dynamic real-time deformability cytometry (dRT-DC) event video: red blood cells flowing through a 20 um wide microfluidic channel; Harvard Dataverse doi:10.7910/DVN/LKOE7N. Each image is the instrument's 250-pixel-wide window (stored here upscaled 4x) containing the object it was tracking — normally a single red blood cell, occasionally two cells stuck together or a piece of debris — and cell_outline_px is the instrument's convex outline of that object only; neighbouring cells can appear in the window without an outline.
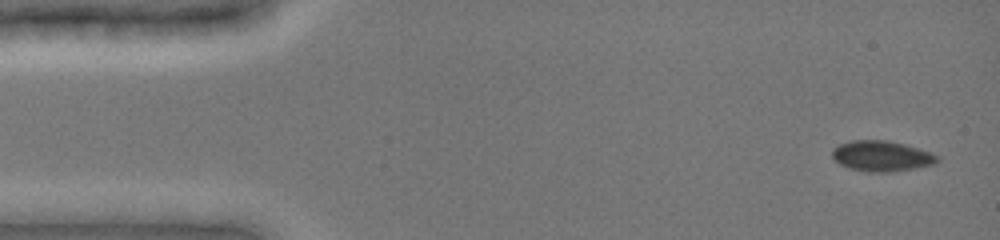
{"species": "common noctule bat (a hibernating species)", "species_latin": "Nyctalus noctula", "temperature_condition": "cold", "stored_images_in_passage": 22, "camera_frame_rate_fps": 3000, "um_per_image_px": 0.085, "animal": {"sex": "female", "body_mass_g": 19.0, "forearm_length_mm": 51.5}, "frame": {"image": 1, "passage_image": 1, "time_ms": 0.0, "image_size_px": [1000, 240], "cell_outline_px": [[940, 160], [936, 164], [916, 168], [888, 172], [868, 172], [848, 168], [840, 164], [832, 156], [832, 148], [840, 144], [852, 140], [888, 140], [904, 144], [940, 156]], "centroid_in_image_um": [74.94, 13.27], "position_along_channel_um": 10.1, "area_um2": 18.73}}
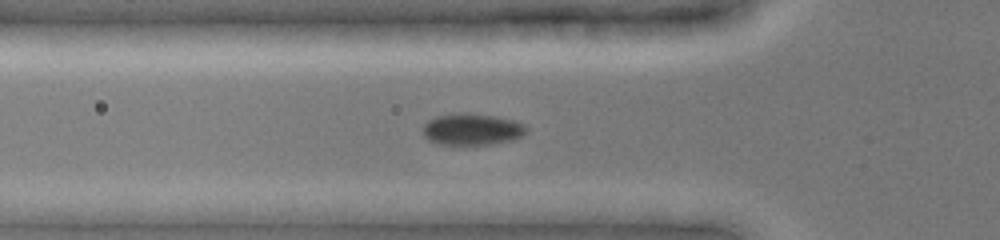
{"frame": {"image": 2, "passage_image": 12, "time_ms": 4.667, "image_size_px": [1000, 240], "cell_outline_px": [[528, 132], [524, 136], [512, 140], [488, 144], [452, 148], [436, 144], [428, 140], [424, 136], [424, 124], [428, 120], [436, 116], [468, 112], [496, 116], [516, 120], [524, 124], [528, 128]], "centroid_in_image_um": [40.12, 11.03], "position_along_channel_um": 85.7, "area_um2": 20.0}}
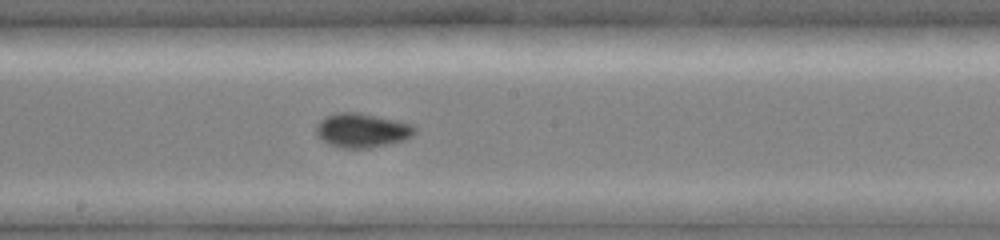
{"frame": {"image": 3, "passage_image": 22, "time_ms": 8.0, "image_size_px": [1000, 240], "cell_outline_px": [[416, 132], [412, 136], [404, 140], [388, 144], [368, 148], [340, 148], [328, 144], [320, 140], [316, 136], [316, 124], [320, 120], [336, 112], [360, 112], [400, 120], [416, 124]], "centroid_in_image_um": [30.79, 11.07], "position_along_channel_um": 217.4, "area_um2": 20.17}}